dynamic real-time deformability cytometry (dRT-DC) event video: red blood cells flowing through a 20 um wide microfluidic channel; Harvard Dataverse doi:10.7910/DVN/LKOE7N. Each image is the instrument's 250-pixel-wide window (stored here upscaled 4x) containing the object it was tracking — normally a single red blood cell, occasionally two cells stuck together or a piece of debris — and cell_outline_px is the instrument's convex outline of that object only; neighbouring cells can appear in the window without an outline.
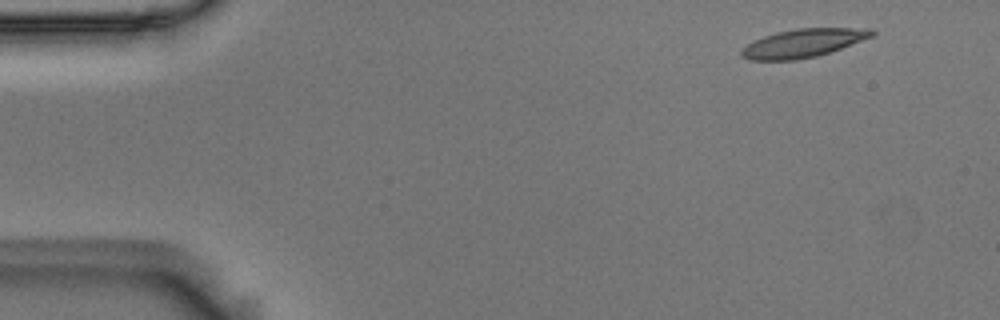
{"species": "Egyptian fruit bat (a non-hibernating species)", "species_latin": "Rousettus aegyptiacus", "temperature_condition": "room temperature", "stored_images_in_passage": 5, "camera_frame_rate_fps": 3000, "um_per_image_px": 0.085, "animal": {"sex": "male"}, "frame": {"image": 1, "passage_image": 1, "time_ms": 0.0, "image_size_px": [1000, 320], "cell_outline_px": [[876, 36], [816, 56], [796, 60], [748, 60], [740, 56], [740, 48], [752, 40], [776, 32], [796, 28], [872, 28], [876, 32]], "centroid_in_image_um": [68.24, 3.66], "position_along_channel_um": 16.8, "area_um2": 21.85}}
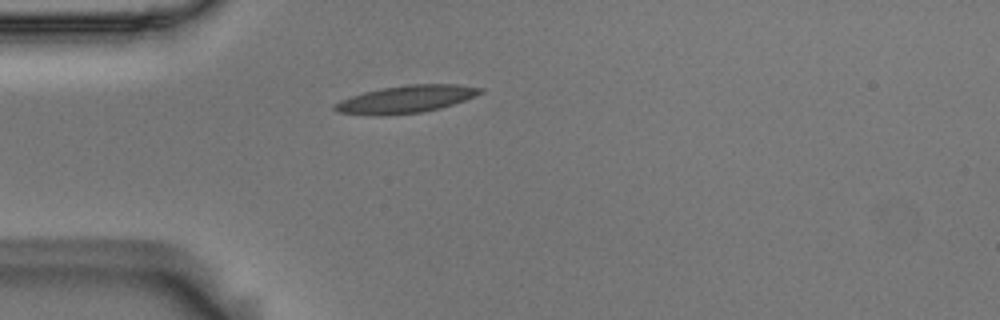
{"frame": {"image": 2, "passage_image": 4, "time_ms": 1.0, "image_size_px": [1000, 320], "cell_outline_px": [[484, 92], [464, 100], [440, 108], [420, 112], [380, 116], [376, 116], [340, 112], [332, 108], [332, 104], [340, 100], [364, 92], [380, 88], [408, 84], [456, 84], [484, 88]], "centroid_in_image_um": [34.49, 8.42], "position_along_channel_um": 50.5, "area_um2": 23.24}}